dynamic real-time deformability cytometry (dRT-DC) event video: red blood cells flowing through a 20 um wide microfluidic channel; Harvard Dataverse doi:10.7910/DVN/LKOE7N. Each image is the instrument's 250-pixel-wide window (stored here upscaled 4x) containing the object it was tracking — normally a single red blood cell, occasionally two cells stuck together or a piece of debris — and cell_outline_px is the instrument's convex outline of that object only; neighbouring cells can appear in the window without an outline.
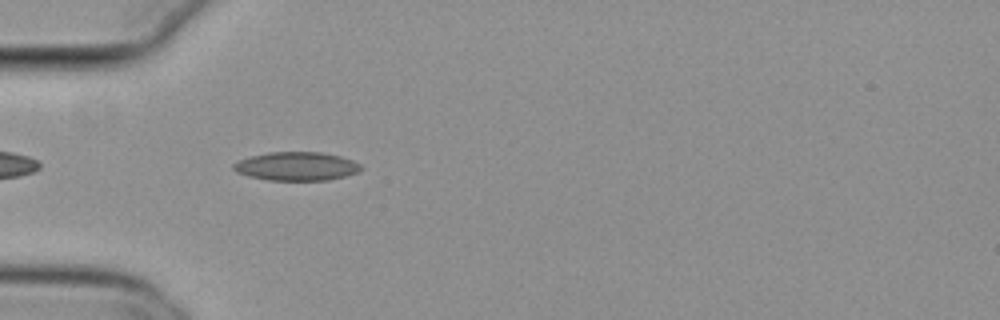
{"species": "common noctule bat (a hibernating species)", "species_latin": "Nyctalus noctula", "temperature_condition": "cold", "stored_images_in_passage": 40, "camera_frame_rate_fps": 3000, "um_per_image_px": 0.085, "animal": {"sex": "female", "body_mass_g": 29.2, "forearm_length_mm": 56.3}, "frame": {"image": 1, "passage_image": 3, "time_ms": 0.667, "image_size_px": [1000, 320], "cell_outline_px": [[364, 168], [360, 172], [328, 180], [268, 180], [248, 176], [236, 172], [232, 168], [232, 164], [240, 160], [252, 156], [268, 152], [320, 152], [340, 156], [352, 160], [360, 164]], "centroid_in_image_um": [25.22, 14.13], "position_along_channel_um": 59.8, "area_um2": 21.27}}
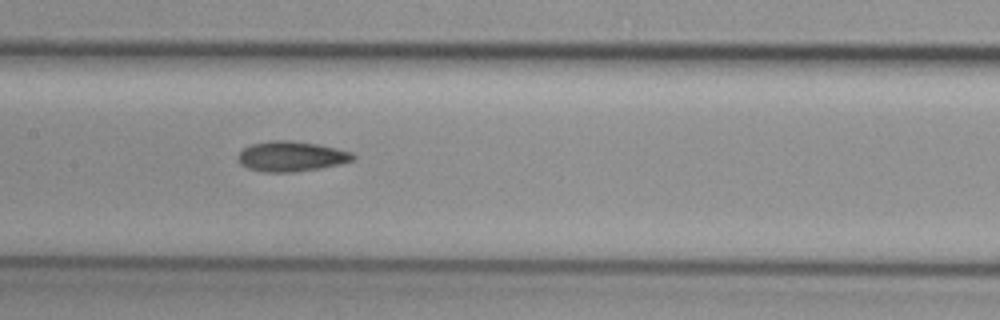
{"frame": {"image": 2, "passage_image": 13, "time_ms": 4.0, "image_size_px": [1000, 320], "cell_outline_px": [[356, 160], [340, 164], [320, 168], [292, 172], [264, 172], [248, 168], [240, 164], [236, 160], [236, 156], [244, 148], [252, 144], [268, 140], [292, 140], [320, 144], [352, 152], [356, 156]], "centroid_in_image_um": [24.76, 13.28], "position_along_channel_um": 182.6, "area_um2": 20.52}}
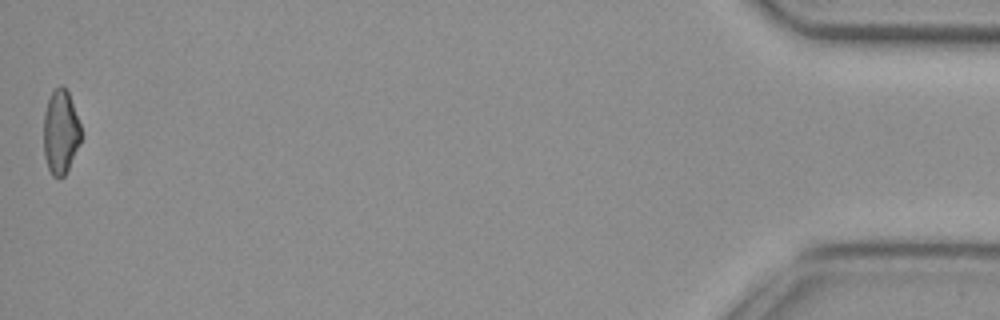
{"frame": {"image": 3, "passage_image": 40, "time_ms": 13.0, "image_size_px": [1000, 320], "cell_outline_px": [[80, 140], [68, 168], [64, 176], [60, 180], [52, 176], [48, 168], [44, 156], [44, 112], [48, 100], [52, 92], [60, 84], [68, 92], [80, 124]], "centroid_in_image_um": [5.13, 11.25], "position_along_channel_um": 430.1, "area_um2": 18.03}, "authors_computed_cell_mechanics": {"area_um2": 19.363, "velocity_mm_per_s": 3.8192, "shape_relaxation_time_tau1_ms": null, "shape_relaxation_time_tau2_ms": 9.189, "deformation_change_tau1": null, "deformation_change_tau2": 0.1744}}